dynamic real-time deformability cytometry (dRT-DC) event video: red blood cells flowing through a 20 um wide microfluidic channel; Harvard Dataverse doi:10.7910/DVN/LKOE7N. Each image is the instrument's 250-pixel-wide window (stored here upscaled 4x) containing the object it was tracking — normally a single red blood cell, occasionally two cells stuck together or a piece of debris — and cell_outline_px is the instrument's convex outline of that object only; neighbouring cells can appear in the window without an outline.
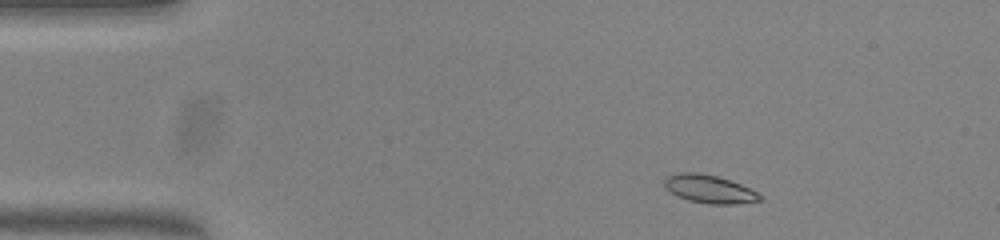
{"species": "common noctule bat (a hibernating species)", "species_latin": "Nyctalus noctula", "temperature_condition": "warm", "stored_images_in_passage": 49, "camera_frame_rate_fps": 3000, "um_per_image_px": 0.085, "animal": {"sex": "female", "body_mass_g": 23.0, "forearm_length_mm": 53.4}, "frame": {"image": 1, "passage_image": 3, "time_ms": 0.667, "image_size_px": [1000, 240], "cell_outline_px": [[764, 200], [736, 204], [708, 204], [688, 200], [676, 196], [664, 184], [664, 180], [668, 176], [676, 172], [696, 172], [716, 176], [740, 184], [764, 196]], "centroid_in_image_um": [60.31, 16.08], "position_along_channel_um": 24.7, "area_um2": 15.61}}
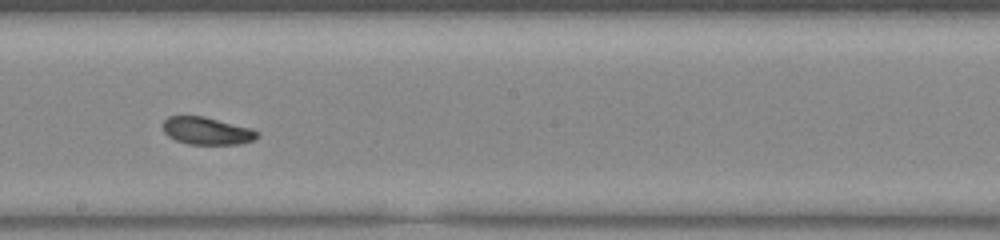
{"frame": {"image": 2, "passage_image": 25, "time_ms": 8.0, "image_size_px": [1000, 240], "cell_outline_px": [[260, 136], [252, 140], [240, 144], [188, 144], [176, 140], [168, 136], [164, 132], [160, 124], [168, 116], [204, 116], [252, 128], [260, 132]], "centroid_in_image_um": [17.57, 11.12], "position_along_channel_um": 230.6, "area_um2": 15.32}}
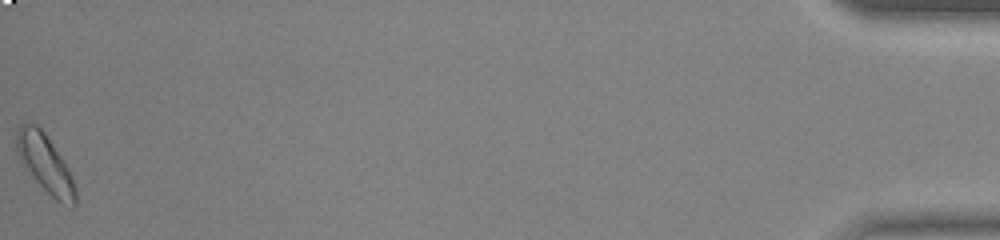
{"frame": {"image": 3, "passage_image": 49, "time_ms": 16.0, "image_size_px": [1000, 240], "cell_outline_px": [[76, 204], [72, 208], [60, 204], [24, 168], [16, 152], [16, 132], [20, 124], [36, 124], [44, 132], [68, 168], [72, 176], [76, 188]], "centroid_in_image_um": [3.85, 13.94], "position_along_channel_um": 431.4, "area_um2": 19.77}, "authors_computed_cell_mechanics": {"area_um2": 15.895, "velocity_mm_per_s": 3.7898, "shape_relaxation_time_tau1_ms": 2.2567, "shape_relaxation_time_tau2_ms": 8.9293, "deformation_change_tau1": 0.0847, "deformation_change_tau2": 0.1216}}